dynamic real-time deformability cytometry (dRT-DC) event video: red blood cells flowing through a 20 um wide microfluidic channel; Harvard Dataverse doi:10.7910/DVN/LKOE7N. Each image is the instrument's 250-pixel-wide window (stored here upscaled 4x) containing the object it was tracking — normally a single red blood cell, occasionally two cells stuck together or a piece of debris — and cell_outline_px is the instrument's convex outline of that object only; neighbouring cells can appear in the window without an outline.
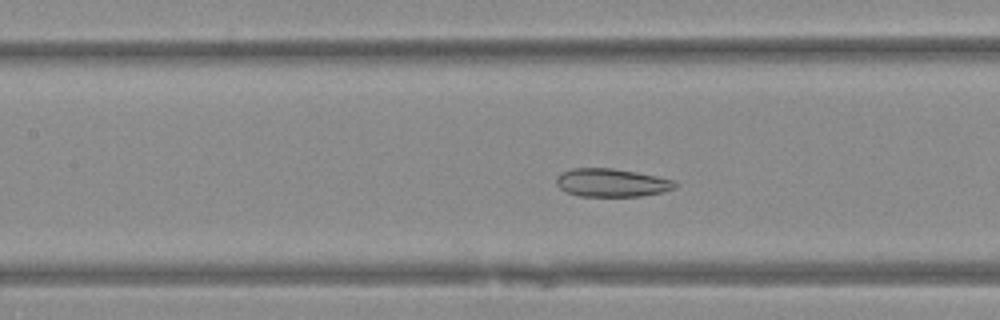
{"species": "Egyptian fruit bat (a non-hibernating species)", "species_latin": "Rousettus aegyptiacus", "temperature_condition": "warm", "stored_images_in_passage": 44, "camera_frame_rate_fps": 3000, "um_per_image_px": 0.085, "animal": {"sex": "female"}, "frame": {"image": 1, "passage_image": 16, "time_ms": 5.0, "image_size_px": [1000, 320], "cell_outline_px": [[680, 184], [676, 188], [664, 192], [640, 196], [580, 196], [564, 192], [556, 184], [556, 176], [560, 172], [572, 168], [612, 168], [636, 172], [676, 180]], "centroid_in_image_um": [52.0, 15.53], "position_along_channel_um": 155.4, "area_um2": 19.83}}
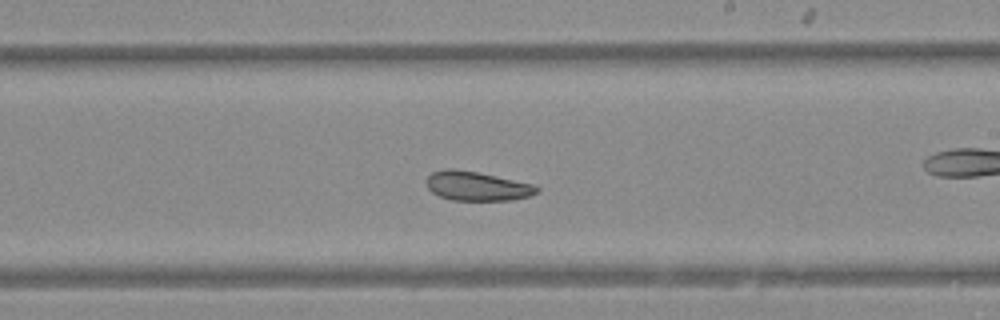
{"frame": {"image": 2, "passage_image": 23, "time_ms": 7.333, "image_size_px": [1000, 320], "cell_outline_px": [[540, 192], [528, 196], [512, 200], [452, 200], [440, 196], [432, 192], [428, 188], [424, 180], [432, 172], [444, 168], [452, 168], [476, 172], [532, 184], [540, 188]], "centroid_in_image_um": [40.5, 15.81], "position_along_channel_um": 248.5, "area_um2": 18.73}}
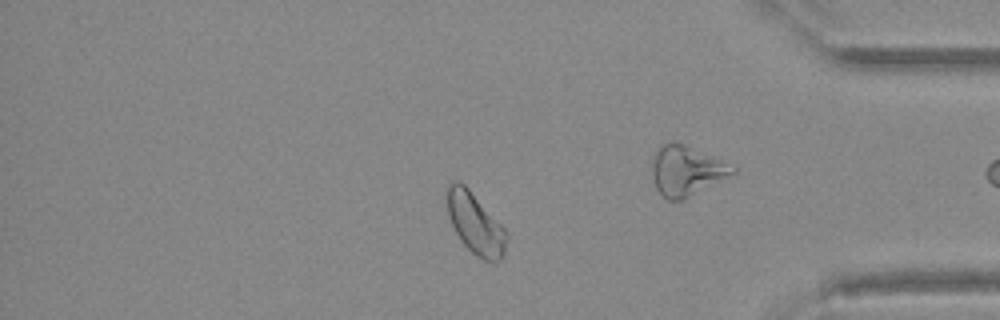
{"frame": {"image": 3, "passage_image": 36, "time_ms": 11.667, "image_size_px": [1000, 320], "cell_outline_px": [[508, 240], [504, 256], [500, 260], [484, 260], [476, 256], [464, 244], [456, 232], [448, 216], [444, 196], [444, 188], [448, 184], [456, 180], [460, 180], [468, 188], [504, 228], [508, 236]], "centroid_in_image_um": [40.36, 18.95], "position_along_channel_um": 394.8, "area_um2": 21.39}}